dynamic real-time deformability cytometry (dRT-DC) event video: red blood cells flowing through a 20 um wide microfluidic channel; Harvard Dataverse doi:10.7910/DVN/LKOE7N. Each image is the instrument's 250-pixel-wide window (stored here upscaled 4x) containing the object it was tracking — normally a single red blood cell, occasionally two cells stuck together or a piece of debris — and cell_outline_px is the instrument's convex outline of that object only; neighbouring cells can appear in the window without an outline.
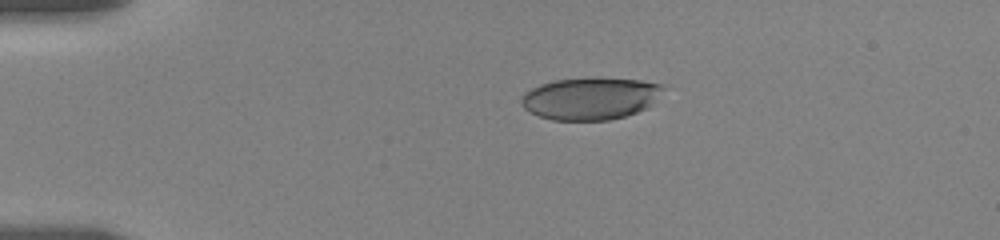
{"species": "human", "species_latin": "Homo sapiens", "temperature_condition": "room temperature", "stored_images_in_passage": 8, "camera_frame_rate_fps": 3000, "um_per_image_px": 0.085, "donor": {"sex": "female"}, "frame": {"image": 1, "passage_image": 1, "time_ms": 0.0, "image_size_px": [1000, 240], "cell_outline_px": [[664, 88], [648, 108], [624, 116], [608, 120], [552, 120], [540, 116], [524, 108], [520, 104], [520, 100], [524, 92], [540, 84], [552, 80], [592, 76], [596, 76], [640, 80], [664, 84]], "centroid_in_image_um": [50.17, 8.33], "position_along_channel_um": 34.8, "area_um2": 35.37}}
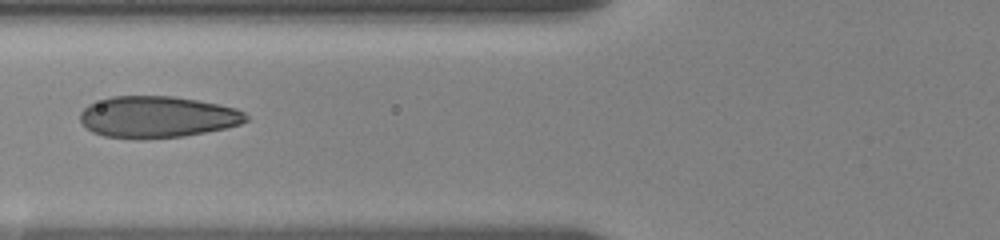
{"frame": {"image": 2, "passage_image": 5, "time_ms": 3.667, "image_size_px": [1000, 240], "cell_outline_px": [[248, 120], [240, 124], [224, 128], [184, 136], [144, 140], [140, 140], [104, 136], [92, 132], [80, 120], [80, 112], [88, 104], [112, 96], [172, 96], [196, 100], [236, 108], [244, 112], [248, 116]], "centroid_in_image_um": [13.35, 9.95], "position_along_channel_um": 112.5, "area_um2": 40.23}}
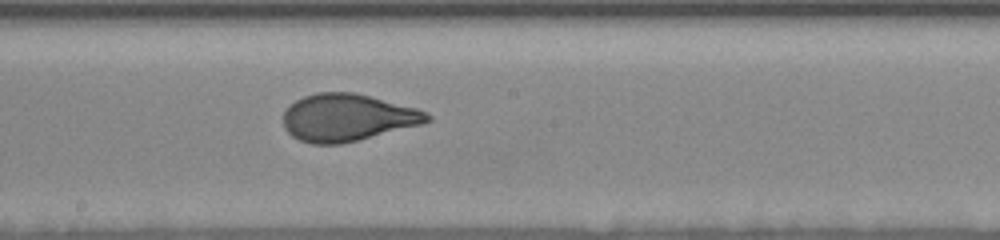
{"frame": {"image": 3, "passage_image": 8, "time_ms": 6.667, "image_size_px": [1000, 240], "cell_outline_px": [[432, 120], [420, 124], [340, 144], [312, 144], [300, 140], [292, 136], [284, 128], [284, 112], [296, 100], [304, 96], [316, 92], [352, 92], [416, 108], [432, 116]], "centroid_in_image_um": [29.49, 9.99], "position_along_channel_um": 218.7, "area_um2": 38.96}}